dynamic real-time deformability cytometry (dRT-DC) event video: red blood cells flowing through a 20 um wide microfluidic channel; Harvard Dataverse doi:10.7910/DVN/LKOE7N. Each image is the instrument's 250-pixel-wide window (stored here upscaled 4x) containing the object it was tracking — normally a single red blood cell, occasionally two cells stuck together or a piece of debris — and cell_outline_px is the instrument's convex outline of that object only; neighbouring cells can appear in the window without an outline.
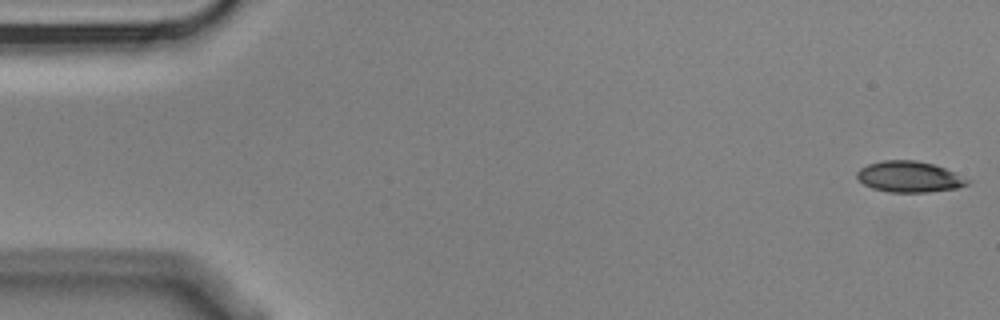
{"species": "Egyptian fruit bat (a non-hibernating species)", "species_latin": "Rousettus aegyptiacus", "temperature_condition": "cold", "stored_images_in_passage": 6, "camera_frame_rate_fps": 3000, "um_per_image_px": 0.085, "animal": {"sex": "male"}, "frame": {"image": 1, "passage_image": 1, "time_ms": 0.0, "image_size_px": [1000, 320], "cell_outline_px": [[972, 180], [968, 184], [956, 188], [928, 192], [888, 192], [872, 188], [864, 184], [856, 176], [856, 172], [860, 168], [868, 164], [884, 160], [916, 160], [932, 164], [944, 168]], "centroid_in_image_um": [77.28, 15.02], "position_along_channel_um": 7.7, "area_um2": 19.88}}